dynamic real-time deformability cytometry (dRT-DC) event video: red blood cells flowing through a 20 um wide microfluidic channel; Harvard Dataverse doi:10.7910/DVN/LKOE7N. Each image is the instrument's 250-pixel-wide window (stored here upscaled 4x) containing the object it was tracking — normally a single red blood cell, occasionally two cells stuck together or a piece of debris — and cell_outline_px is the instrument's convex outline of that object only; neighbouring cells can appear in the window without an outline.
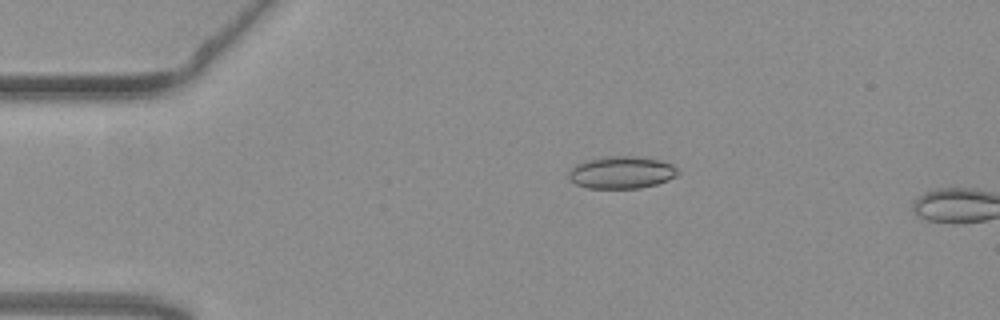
{"species": "common noctule bat (a hibernating species)", "species_latin": "Nyctalus noctula", "temperature_condition": "warm", "stored_images_in_passage": 13, "camera_frame_rate_fps": 3000, "um_per_image_px": 0.085, "animal": {"sex": "female", "body_mass_g": 19.3, "forearm_length_mm": 54.1}, "frame": {"image": 1, "passage_image": 11, "time_ms": 3.333, "image_size_px": [1000, 320], "cell_outline_px": [[680, 172], [676, 176], [668, 180], [656, 184], [640, 188], [588, 188], [576, 184], [568, 176], [568, 172], [576, 164], [584, 160], [604, 156], [640, 156], [660, 160], [672, 164]], "centroid_in_image_um": [52.84, 14.64], "position_along_channel_um": 32.2, "area_um2": 20.69}}